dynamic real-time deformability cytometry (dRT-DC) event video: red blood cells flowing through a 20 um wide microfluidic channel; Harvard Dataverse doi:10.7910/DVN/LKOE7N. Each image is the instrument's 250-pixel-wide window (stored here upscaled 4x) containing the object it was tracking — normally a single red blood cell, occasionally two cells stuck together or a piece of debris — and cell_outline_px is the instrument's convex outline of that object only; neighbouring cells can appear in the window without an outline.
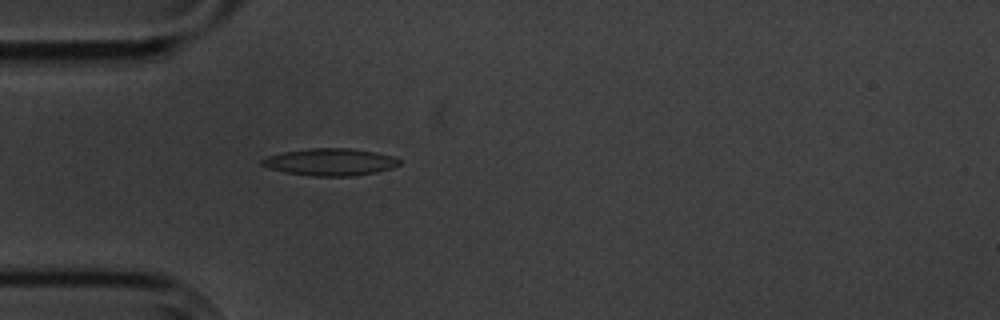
{"species": "common noctule bat (a hibernating species)", "species_latin": "Nyctalus noctula", "temperature_condition": "cold", "stored_images_in_passage": 3, "camera_frame_rate_fps": 3000, "um_per_image_px": 0.085, "animal": {"sex": "male", "body_mass_g": 20.1, "forearm_length_mm": 53.5}, "frame": {"image": 1, "passage_image": 3, "time_ms": 2.333, "image_size_px": [1000, 320], "cell_outline_px": [[400, 164], [392, 168], [376, 172], [352, 176], [312, 176], [284, 172], [268, 168], [260, 164], [260, 160], [268, 156], [284, 152], [308, 148], [348, 148], [376, 152], [392, 156], [400, 160]], "centroid_in_image_um": [28.05, 13.77], "position_along_channel_um": 56.9, "area_um2": 21.73}}